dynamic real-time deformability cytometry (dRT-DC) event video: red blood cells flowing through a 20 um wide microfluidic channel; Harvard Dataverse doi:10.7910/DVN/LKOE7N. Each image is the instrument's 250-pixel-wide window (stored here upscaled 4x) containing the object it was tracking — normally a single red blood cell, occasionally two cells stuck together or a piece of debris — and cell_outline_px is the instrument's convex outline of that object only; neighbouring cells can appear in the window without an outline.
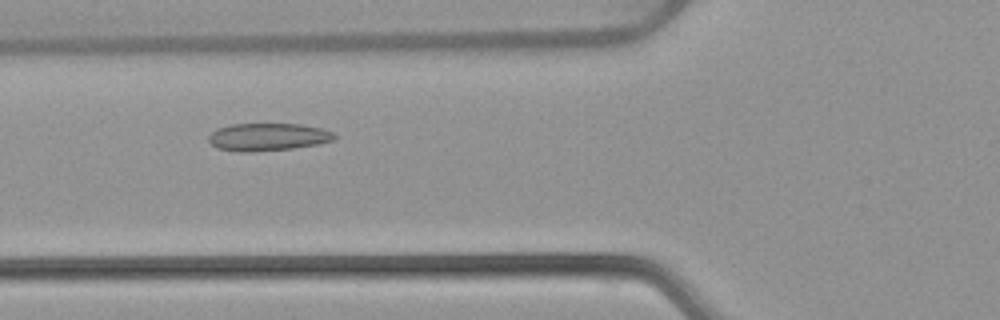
{"species": "common noctule bat (a hibernating species)", "species_latin": "Nyctalus noctula", "temperature_condition": "warm", "stored_images_in_passage": 50, "camera_frame_rate_fps": 3000, "um_per_image_px": 0.085, "animal": {"sex": "female", "body_mass_g": 22.7, "forearm_length_mm": 54.2}, "frame": {"image": 1, "passage_image": 17, "time_ms": 5.333, "image_size_px": [1000, 320], "cell_outline_px": [[336, 140], [320, 144], [292, 148], [252, 152], [240, 152], [216, 148], [208, 140], [208, 136], [216, 128], [228, 124], [300, 124], [324, 128], [332, 132], [336, 136]], "centroid_in_image_um": [22.77, 11.64], "position_along_channel_um": 103.0, "area_um2": 20.52}}
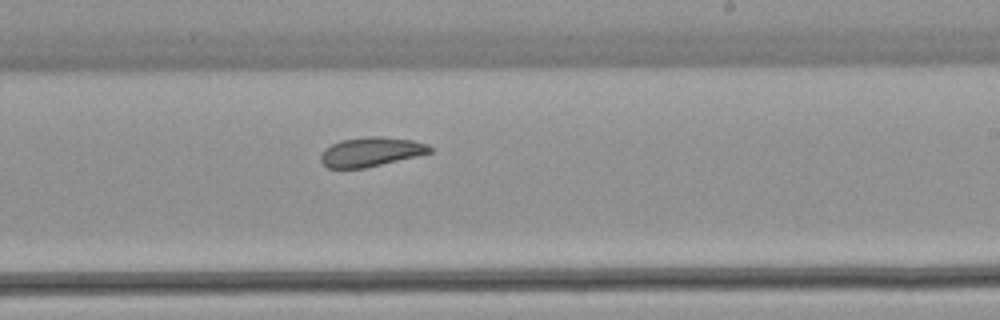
{"frame": {"image": 2, "passage_image": 29, "time_ms": 9.333, "image_size_px": [1000, 320], "cell_outline_px": [[432, 152], [416, 156], [364, 168], [328, 168], [320, 160], [320, 156], [324, 148], [340, 140], [368, 136], [380, 136], [412, 140], [428, 144], [432, 148]], "centroid_in_image_um": [31.51, 12.9], "position_along_channel_um": 257.5, "area_um2": 18.55}}
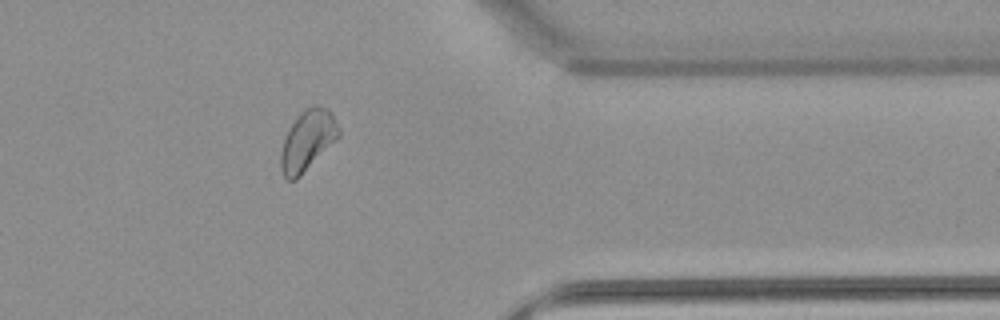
{"frame": {"image": 3, "passage_image": 40, "time_ms": 13.0, "image_size_px": [1000, 320], "cell_outline_px": [[340, 136], [296, 180], [288, 180], [284, 176], [280, 168], [280, 156], [284, 140], [292, 124], [300, 112], [304, 108], [316, 104], [328, 108], [332, 112], [340, 128]], "centroid_in_image_um": [26.16, 11.91], "position_along_channel_um": 385.2, "area_um2": 20.35}, "authors_computed_cell_mechanics": {"area_um2": 20.6057, "velocity_mm_per_s": 3.8718, "shape_relaxation_time_tau1_ms": null, "shape_relaxation_time_tau2_ms": 7.3597, "deformation_change_tau1": null, "deformation_change_tau2": 0.0898}}